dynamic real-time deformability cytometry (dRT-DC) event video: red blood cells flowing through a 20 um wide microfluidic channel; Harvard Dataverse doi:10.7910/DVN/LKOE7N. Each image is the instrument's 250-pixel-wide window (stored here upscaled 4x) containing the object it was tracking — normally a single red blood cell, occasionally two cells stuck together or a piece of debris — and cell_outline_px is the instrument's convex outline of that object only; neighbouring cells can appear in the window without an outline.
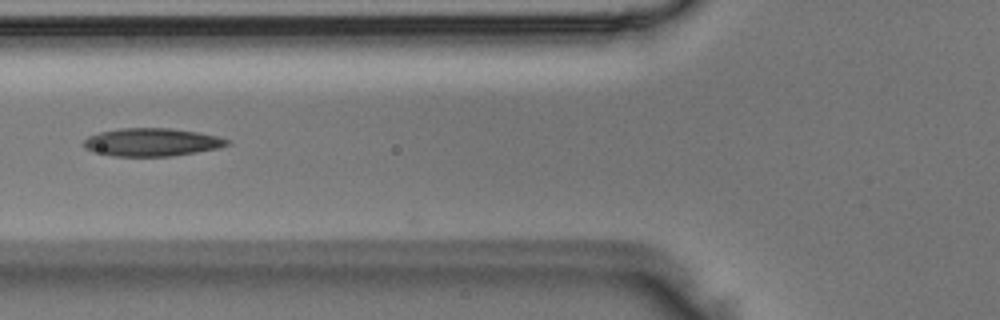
{"species": "Egyptian fruit bat (a non-hibernating species)", "species_latin": "Rousettus aegyptiacus", "temperature_condition": "room temperature", "stored_images_in_passage": 5, "camera_frame_rate_fps": 3000, "um_per_image_px": 0.085, "animal": {"sex": "male"}, "frame": {"image": 1, "passage_image": 4, "time_ms": 1.0, "image_size_px": [1000, 320], "cell_outline_px": [[232, 144], [220, 148], [172, 156], [112, 156], [92, 152], [84, 148], [84, 140], [88, 136], [100, 132], [120, 128], [168, 128], [196, 132], [220, 136], [232, 140]], "centroid_in_image_um": [12.94, 12.09], "position_along_channel_um": 112.9, "area_um2": 23.64}}
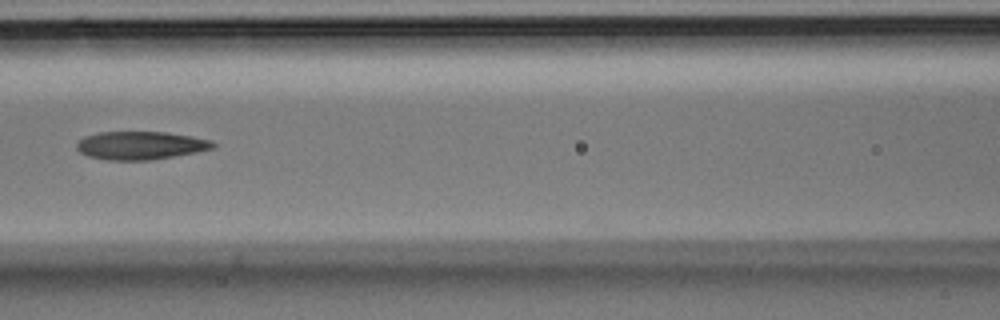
{"frame": {"image": 2, "passage_image": 5, "time_ms": 1.333, "image_size_px": [1000, 320], "cell_outline_px": [[216, 148], [196, 152], [148, 160], [108, 160], [88, 156], [80, 152], [76, 148], [76, 144], [84, 136], [100, 132], [168, 132], [192, 136], [212, 140], [216, 144]], "centroid_in_image_um": [11.97, 12.35], "position_along_channel_um": 154.6, "area_um2": 22.37}}